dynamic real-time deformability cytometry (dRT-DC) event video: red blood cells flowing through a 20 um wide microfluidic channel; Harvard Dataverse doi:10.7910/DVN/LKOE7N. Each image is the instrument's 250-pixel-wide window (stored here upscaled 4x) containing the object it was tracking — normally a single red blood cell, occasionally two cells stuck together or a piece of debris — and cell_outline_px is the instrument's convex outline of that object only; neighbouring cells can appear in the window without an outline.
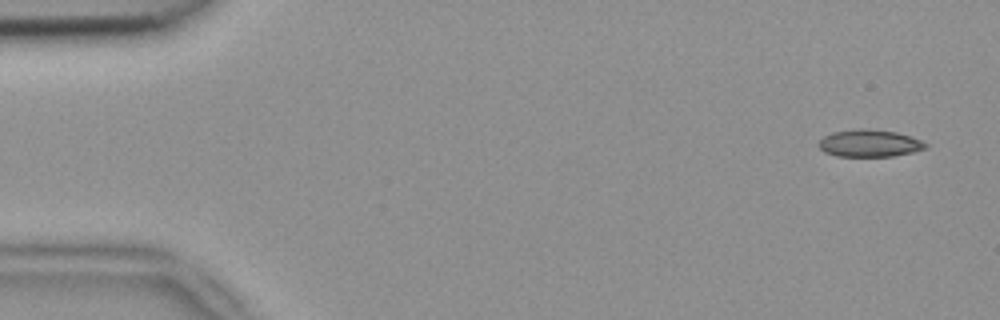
{"species": "common noctule bat (a hibernating species)", "species_latin": "Nyctalus noctula", "temperature_condition": "room temperature", "stored_images_in_passage": 3, "camera_frame_rate_fps": 3000, "um_per_image_px": 0.085, "animal": {"sex": "female", "body_mass_g": 18.4}, "frame": {"image": 1, "passage_image": 1, "time_ms": 0.0, "image_size_px": [1000, 320], "cell_outline_px": [[928, 148], [912, 152], [892, 156], [836, 156], [824, 152], [816, 144], [824, 136], [832, 132], [860, 128], [868, 128], [896, 132], [912, 136], [928, 144]], "centroid_in_image_um": [73.9, 12.17], "position_along_channel_um": 11.1, "area_um2": 17.11}}